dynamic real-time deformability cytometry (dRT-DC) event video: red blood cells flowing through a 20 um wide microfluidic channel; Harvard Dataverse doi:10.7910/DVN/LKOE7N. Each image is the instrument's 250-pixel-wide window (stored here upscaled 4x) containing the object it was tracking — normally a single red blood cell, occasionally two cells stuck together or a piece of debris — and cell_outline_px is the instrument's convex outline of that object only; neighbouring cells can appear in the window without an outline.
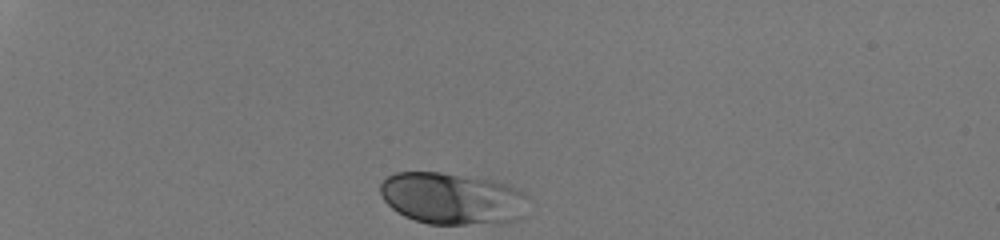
{"species": "human", "species_latin": "Homo sapiens", "temperature_condition": "room temperature", "stored_images_in_passage": 32, "camera_frame_rate_fps": 3000, "um_per_image_px": 0.085, "donor": {"sex": "male"}, "frame": {"image": 1, "passage_image": 1, "time_ms": 0.0, "image_size_px": [1000, 240], "cell_outline_px": [[528, 196], [520, 216], [516, 220], [464, 224], [428, 224], [404, 216], [392, 208], [384, 200], [380, 192], [380, 184], [388, 176], [396, 172], [440, 172], [492, 180], [504, 184], [524, 192]], "centroid_in_image_um": [38.38, 16.85], "position_along_channel_um": 46.6, "area_um2": 44.04}}
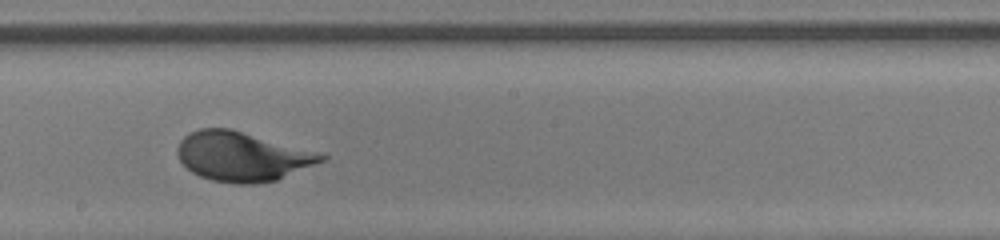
{"frame": {"image": 2, "passage_image": 19, "time_ms": 6.0, "image_size_px": [1000, 240], "cell_outline_px": [[328, 156], [324, 160], [276, 180], [256, 184], [236, 184], [212, 180], [200, 176], [192, 172], [180, 160], [176, 152], [176, 148], [180, 140], [188, 132], [200, 128], [232, 128], [316, 152]], "centroid_in_image_um": [20.52, 13.29], "position_along_channel_um": 227.7, "area_um2": 41.15}}
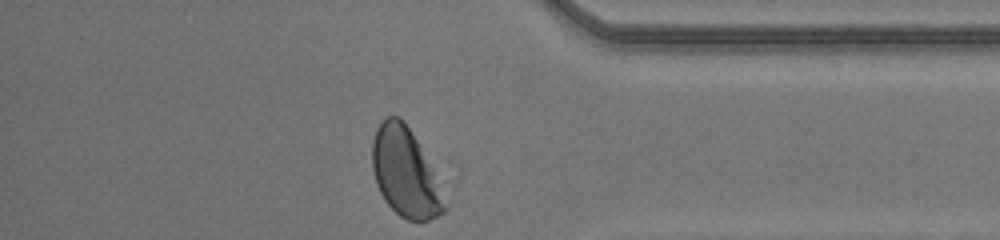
{"frame": {"image": 3, "passage_image": 32, "time_ms": 10.333, "image_size_px": [1000, 240], "cell_outline_px": [[448, 208], [444, 212], [428, 220], [408, 220], [400, 216], [384, 200], [376, 184], [372, 168], [372, 140], [376, 128], [384, 116], [400, 116], [404, 120], [416, 140], [448, 204]], "centroid_in_image_um": [34.4, 14.65], "position_along_channel_um": 400.8, "area_um2": 36.88}, "authors_computed_cell_mechanics": {"area_um2": 40.6045, "velocity_mm_per_s": 4.1602, "shape_relaxation_time_tau1_ms": 2.3015, "shape_relaxation_time_tau2_ms": null, "deformation_change_tau1": 0.1259, "deformation_change_tau2": null}}